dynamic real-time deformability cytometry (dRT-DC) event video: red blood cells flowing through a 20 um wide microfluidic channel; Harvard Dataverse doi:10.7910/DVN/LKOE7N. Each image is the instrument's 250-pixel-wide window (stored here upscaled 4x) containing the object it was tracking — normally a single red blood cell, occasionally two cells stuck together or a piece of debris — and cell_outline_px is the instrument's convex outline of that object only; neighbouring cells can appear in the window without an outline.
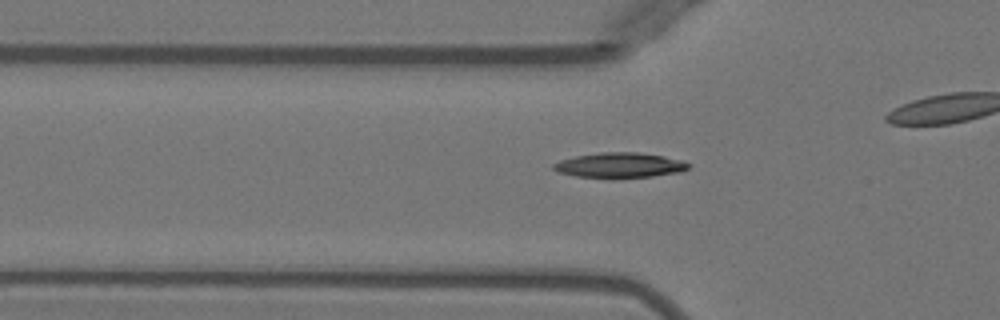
{"species": "Egyptian fruit bat (a non-hibernating species)", "species_latin": "Rousettus aegyptiacus", "temperature_condition": "warm", "stored_images_in_passage": 30, "camera_frame_rate_fps": 3000, "um_per_image_px": 0.085, "animal": {"sex": "female"}, "frame": {"image": 1, "passage_image": 6, "time_ms": 1.667, "image_size_px": [1000, 320], "cell_outline_px": [[692, 164], [688, 168], [680, 172], [652, 176], [576, 176], [560, 172], [552, 168], [552, 164], [560, 160], [576, 156], [600, 152], [636, 152], [664, 156], [684, 160]], "centroid_in_image_um": [52.72, 14.01], "position_along_channel_um": 73.1, "area_um2": 19.19}}
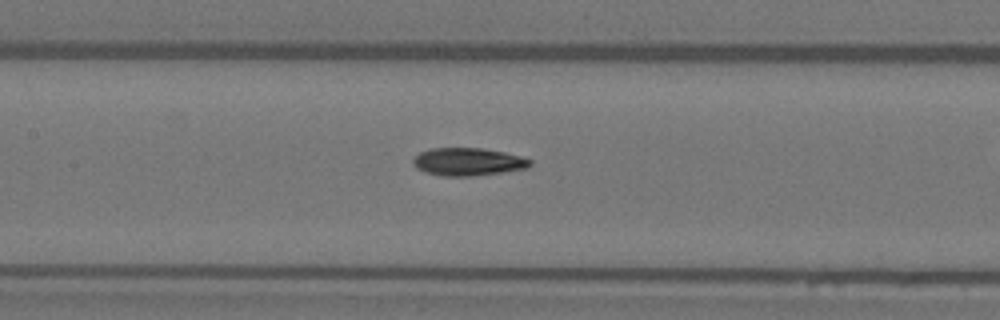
{"frame": {"image": 2, "passage_image": 13, "time_ms": 4.0, "image_size_px": [1000, 320], "cell_outline_px": [[532, 164], [528, 168], [504, 172], [468, 176], [444, 176], [428, 172], [416, 168], [412, 164], [412, 160], [420, 152], [432, 148], [480, 148], [504, 152], [520, 156], [532, 160]], "centroid_in_image_um": [39.8, 13.75], "position_along_channel_um": 167.6, "area_um2": 18.84}}
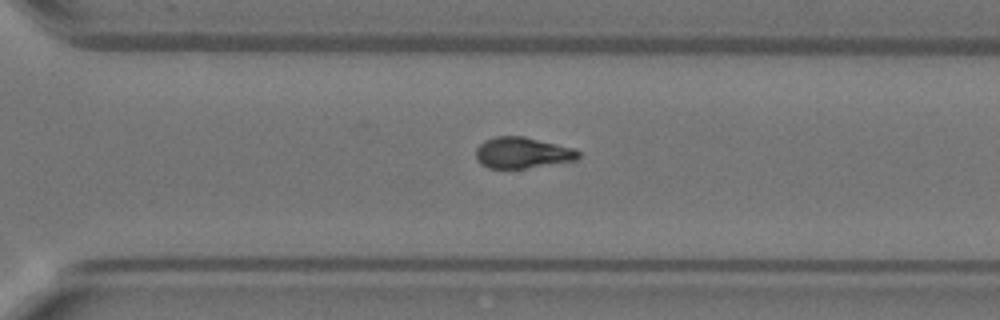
{"frame": {"image": 3, "passage_image": 25, "time_ms": 8.0, "image_size_px": [1000, 320], "cell_outline_px": [[580, 156], [576, 160], [524, 168], [488, 168], [480, 164], [476, 160], [476, 148], [484, 140], [496, 136], [524, 136], [572, 148], [580, 152]], "centroid_in_image_um": [44.35, 12.98], "position_along_channel_um": 326.2, "area_um2": 18.44}}